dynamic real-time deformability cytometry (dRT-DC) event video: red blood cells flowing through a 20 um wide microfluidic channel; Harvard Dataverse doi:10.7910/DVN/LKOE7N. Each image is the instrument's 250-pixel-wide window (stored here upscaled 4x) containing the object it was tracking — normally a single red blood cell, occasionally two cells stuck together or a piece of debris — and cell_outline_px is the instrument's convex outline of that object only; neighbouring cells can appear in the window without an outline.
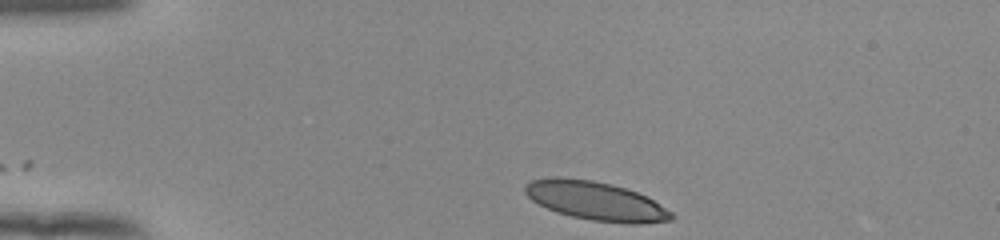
{"species": "human", "species_latin": "Homo sapiens", "temperature_condition": "room temperature", "stored_images_in_passage": 36, "camera_frame_rate_fps": 3000, "um_per_image_px": 0.085, "donor": {"sex": "female"}, "frame": {"image": 1, "passage_image": 1, "time_ms": 0.0, "image_size_px": [1000, 240], "cell_outline_px": [[676, 216], [672, 220], [636, 224], [628, 224], [592, 220], [572, 216], [556, 212], [532, 200], [524, 192], [524, 184], [532, 180], [552, 176], [560, 176], [592, 180], [612, 184], [636, 192], [652, 200], [672, 212]], "centroid_in_image_um": [50.61, 17.07], "position_along_channel_um": 34.4, "area_um2": 32.95}}
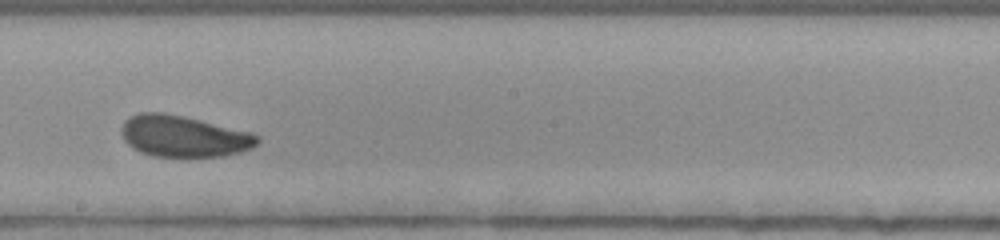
{"frame": {"image": 2, "passage_image": 21, "time_ms": 6.667, "image_size_px": [1000, 240], "cell_outline_px": [[260, 140], [252, 148], [240, 152], [224, 156], [156, 156], [140, 152], [132, 148], [124, 140], [120, 132], [120, 128], [124, 120], [128, 116], [140, 112], [164, 112], [184, 116], [252, 132], [260, 136]], "centroid_in_image_um": [15.59, 11.56], "position_along_channel_um": 232.6, "area_um2": 33.06}}
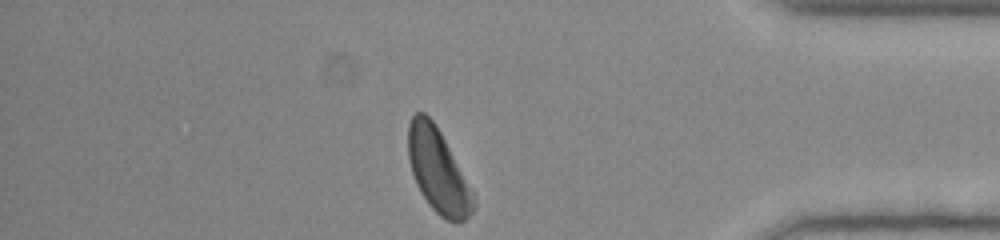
{"frame": {"image": 3, "passage_image": 36, "time_ms": 11.667, "image_size_px": [1000, 240], "cell_outline_px": [[476, 208], [464, 220], [448, 220], [440, 216], [428, 204], [420, 192], [416, 184], [408, 160], [408, 124], [412, 116], [416, 112], [424, 112], [432, 120], [440, 132], [472, 188], [476, 204]], "centroid_in_image_um": [37.22, 14.51], "position_along_channel_um": 398.0, "area_um2": 31.73}, "authors_computed_cell_mechanics": {"area_um2": 33.1483, "velocity_mm_per_s": 3.8345, "shape_relaxation_time_tau1_ms": 3.2736, "shape_relaxation_time_tau2_ms": 1.5468, "deformation_change_tau1": 0.1025, "deformation_change_tau2": 0.0751}}